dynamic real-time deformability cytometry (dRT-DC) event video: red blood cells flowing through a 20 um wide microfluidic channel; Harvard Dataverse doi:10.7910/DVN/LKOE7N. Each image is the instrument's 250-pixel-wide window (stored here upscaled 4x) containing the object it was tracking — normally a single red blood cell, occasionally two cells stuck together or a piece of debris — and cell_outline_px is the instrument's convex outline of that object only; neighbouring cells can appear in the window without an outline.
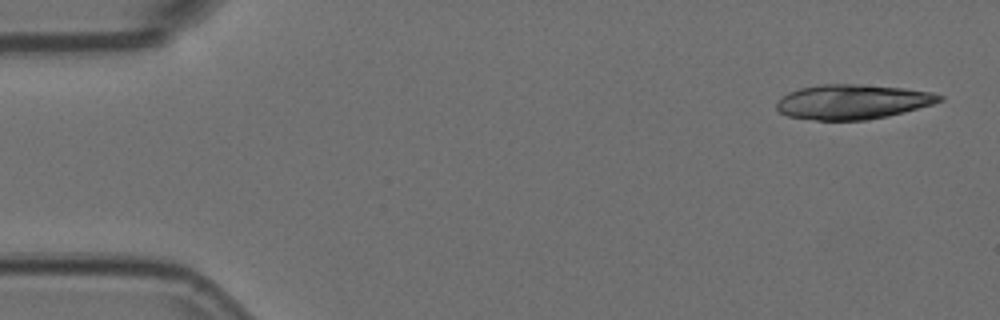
{"species": "Egyptian fruit bat (a non-hibernating species)", "species_latin": "Rousettus aegyptiacus", "temperature_condition": "room temperature", "stored_images_in_passage": 6, "camera_frame_rate_fps": 3000, "um_per_image_px": 0.085, "animal": {"sex": "female"}, "frame": {"image": 1, "passage_image": 1, "time_ms": 0.0, "image_size_px": [1000, 320], "cell_outline_px": [[944, 100], [932, 104], [904, 112], [888, 116], [868, 120], [816, 120], [788, 116], [780, 112], [776, 108], [776, 100], [788, 92], [800, 88], [820, 84], [860, 84], [904, 88], [932, 92], [944, 96]], "centroid_in_image_um": [72.46, 8.65], "position_along_channel_um": 12.5, "area_um2": 33.12}}